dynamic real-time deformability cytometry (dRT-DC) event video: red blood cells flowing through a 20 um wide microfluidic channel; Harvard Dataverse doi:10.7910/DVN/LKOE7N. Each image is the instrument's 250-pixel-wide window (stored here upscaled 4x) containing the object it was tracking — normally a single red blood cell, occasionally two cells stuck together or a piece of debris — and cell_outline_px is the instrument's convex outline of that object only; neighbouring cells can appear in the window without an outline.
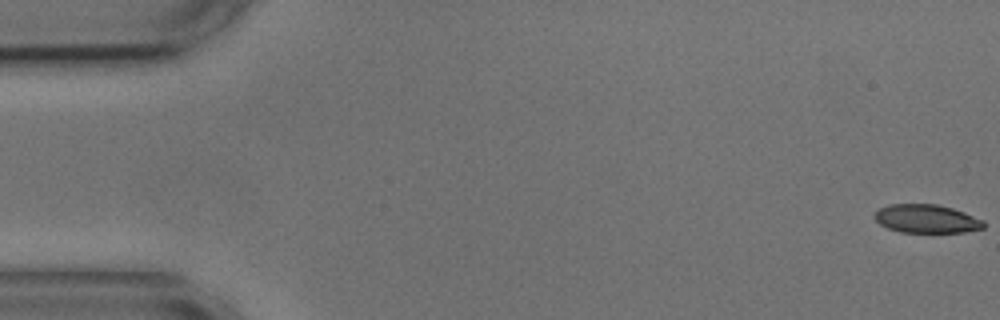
{"species": "common noctule bat (a hibernating species)", "species_latin": "Nyctalus noctula", "temperature_condition": "cold", "stored_images_in_passage": 5, "camera_frame_rate_fps": 3000, "um_per_image_px": 0.085, "animal": {"sex": "male", "body_mass_g": 17.9, "forearm_length_mm": 54.2}, "frame": {"image": 1, "passage_image": 1, "time_ms": 0.0, "image_size_px": [1000, 320], "cell_outline_px": [[984, 228], [964, 232], [900, 232], [888, 228], [880, 224], [872, 216], [880, 208], [888, 204], [936, 204], [952, 208], [964, 212], [984, 220]], "centroid_in_image_um": [78.75, 18.59], "position_along_channel_um": 6.3, "area_um2": 18.09}}
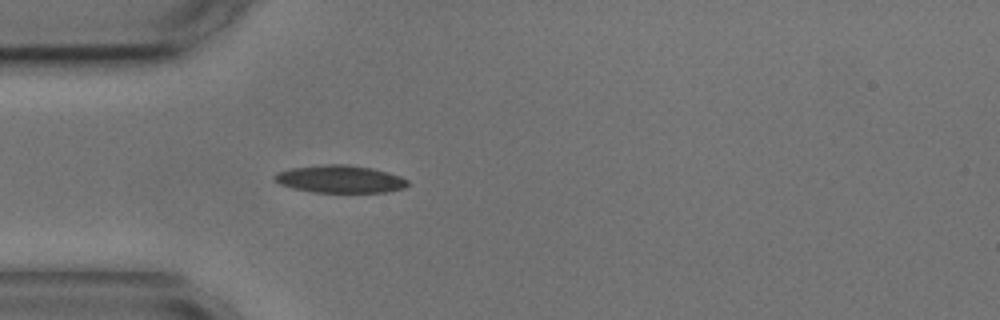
{"frame": {"image": 2, "passage_image": 5, "time_ms": 5.0, "image_size_px": [1000, 320], "cell_outline_px": [[408, 184], [404, 188], [384, 192], [312, 192], [292, 188], [280, 184], [272, 176], [276, 172], [288, 168], [324, 164], [348, 164], [372, 168], [400, 176], [408, 180]], "centroid_in_image_um": [28.86, 15.21], "position_along_channel_um": 56.1, "area_um2": 21.44}}